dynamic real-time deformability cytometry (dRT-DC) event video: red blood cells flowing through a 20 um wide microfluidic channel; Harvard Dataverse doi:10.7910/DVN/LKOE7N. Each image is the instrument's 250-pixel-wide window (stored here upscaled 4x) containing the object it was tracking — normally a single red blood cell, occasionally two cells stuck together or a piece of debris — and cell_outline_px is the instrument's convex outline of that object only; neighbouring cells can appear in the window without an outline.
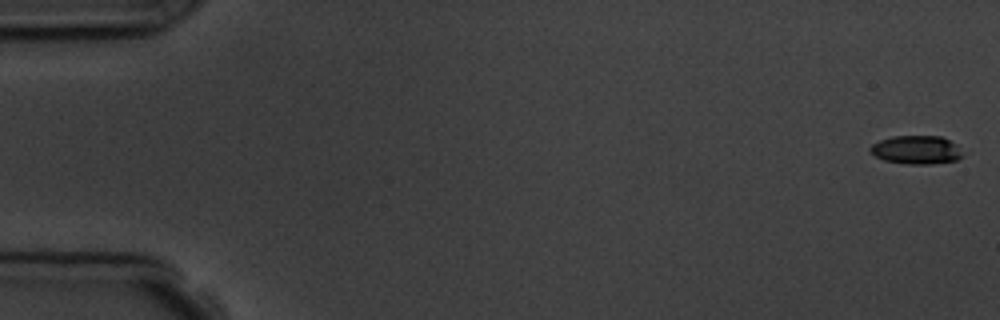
{"species": "common noctule bat (a hibernating species)", "species_latin": "Nyctalus noctula", "temperature_condition": "room temperature", "stored_images_in_passage": 5, "camera_frame_rate_fps": 3000, "um_per_image_px": 0.085, "animal": {"sex": "male", "body_mass_g": 19.5, "forearm_length_mm": 54.6}, "frame": {"image": 1, "passage_image": 1, "time_ms": 0.0, "image_size_px": [1000, 320], "cell_outline_px": [[964, 156], [956, 160], [932, 164], [908, 164], [884, 160], [876, 156], [868, 148], [872, 144], [880, 140], [892, 136], [940, 136], [956, 144]], "centroid_in_image_um": [77.89, 12.74], "position_along_channel_um": 7.1, "area_um2": 15.26}}